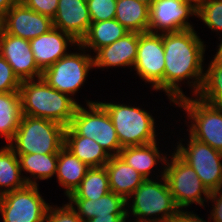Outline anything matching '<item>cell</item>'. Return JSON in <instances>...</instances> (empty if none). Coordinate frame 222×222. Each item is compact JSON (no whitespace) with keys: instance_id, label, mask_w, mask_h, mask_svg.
Listing matches in <instances>:
<instances>
[{"instance_id":"cell-1","label":"cell","mask_w":222,"mask_h":222,"mask_svg":"<svg viewBox=\"0 0 222 222\" xmlns=\"http://www.w3.org/2000/svg\"><path fill=\"white\" fill-rule=\"evenodd\" d=\"M164 46V92L173 104L185 97L181 85L187 80L195 95L199 92L203 76L205 58L204 41L194 28L179 32L163 33ZM190 79V80H189ZM192 79V80H191ZM180 83V84H179Z\"/></svg>"},{"instance_id":"cell-2","label":"cell","mask_w":222,"mask_h":222,"mask_svg":"<svg viewBox=\"0 0 222 222\" xmlns=\"http://www.w3.org/2000/svg\"><path fill=\"white\" fill-rule=\"evenodd\" d=\"M22 114L45 118L68 127L79 102L48 85L42 78L21 82Z\"/></svg>"},{"instance_id":"cell-3","label":"cell","mask_w":222,"mask_h":222,"mask_svg":"<svg viewBox=\"0 0 222 222\" xmlns=\"http://www.w3.org/2000/svg\"><path fill=\"white\" fill-rule=\"evenodd\" d=\"M162 169V172L160 171V182H156L152 177L150 179H145L126 199V205L131 207H128L126 211L128 216H130L131 212V215L136 217L134 221L173 222L177 212L180 210L174 201L164 176L165 167ZM152 215H155V217H152Z\"/></svg>"},{"instance_id":"cell-4","label":"cell","mask_w":222,"mask_h":222,"mask_svg":"<svg viewBox=\"0 0 222 222\" xmlns=\"http://www.w3.org/2000/svg\"><path fill=\"white\" fill-rule=\"evenodd\" d=\"M65 129L62 124L49 119L23 115L8 145L16 154L59 153L65 144Z\"/></svg>"},{"instance_id":"cell-5","label":"cell","mask_w":222,"mask_h":222,"mask_svg":"<svg viewBox=\"0 0 222 222\" xmlns=\"http://www.w3.org/2000/svg\"><path fill=\"white\" fill-rule=\"evenodd\" d=\"M86 105V108L78 105L71 123L65 129V136L91 138L110 156H118L122 147L106 109L99 101L86 100Z\"/></svg>"},{"instance_id":"cell-6","label":"cell","mask_w":222,"mask_h":222,"mask_svg":"<svg viewBox=\"0 0 222 222\" xmlns=\"http://www.w3.org/2000/svg\"><path fill=\"white\" fill-rule=\"evenodd\" d=\"M109 114L121 147L142 146L156 141L153 116L144 109L126 104L99 102Z\"/></svg>"},{"instance_id":"cell-7","label":"cell","mask_w":222,"mask_h":222,"mask_svg":"<svg viewBox=\"0 0 222 222\" xmlns=\"http://www.w3.org/2000/svg\"><path fill=\"white\" fill-rule=\"evenodd\" d=\"M171 154V158H167L164 165V176L176 205L180 209L188 208L192 204L205 208L204 202H209L210 191L189 164L175 151Z\"/></svg>"},{"instance_id":"cell-8","label":"cell","mask_w":222,"mask_h":222,"mask_svg":"<svg viewBox=\"0 0 222 222\" xmlns=\"http://www.w3.org/2000/svg\"><path fill=\"white\" fill-rule=\"evenodd\" d=\"M194 98L185 96L174 103L191 120L188 135L222 152V107Z\"/></svg>"},{"instance_id":"cell-9","label":"cell","mask_w":222,"mask_h":222,"mask_svg":"<svg viewBox=\"0 0 222 222\" xmlns=\"http://www.w3.org/2000/svg\"><path fill=\"white\" fill-rule=\"evenodd\" d=\"M78 47V48H77ZM76 49L83 53H67L56 63L42 71L41 78L59 92L75 95L87 79L89 70L94 67V57L79 43Z\"/></svg>"},{"instance_id":"cell-10","label":"cell","mask_w":222,"mask_h":222,"mask_svg":"<svg viewBox=\"0 0 222 222\" xmlns=\"http://www.w3.org/2000/svg\"><path fill=\"white\" fill-rule=\"evenodd\" d=\"M179 141L174 151L195 170L207 189L210 192L222 190V152L190 135L187 146Z\"/></svg>"},{"instance_id":"cell-11","label":"cell","mask_w":222,"mask_h":222,"mask_svg":"<svg viewBox=\"0 0 222 222\" xmlns=\"http://www.w3.org/2000/svg\"><path fill=\"white\" fill-rule=\"evenodd\" d=\"M50 203L39 192V184H26L0 196L2 222H46Z\"/></svg>"},{"instance_id":"cell-12","label":"cell","mask_w":222,"mask_h":222,"mask_svg":"<svg viewBox=\"0 0 222 222\" xmlns=\"http://www.w3.org/2000/svg\"><path fill=\"white\" fill-rule=\"evenodd\" d=\"M137 75L152 84L153 90L164 91V46L163 33H139L137 56L133 67Z\"/></svg>"},{"instance_id":"cell-13","label":"cell","mask_w":222,"mask_h":222,"mask_svg":"<svg viewBox=\"0 0 222 222\" xmlns=\"http://www.w3.org/2000/svg\"><path fill=\"white\" fill-rule=\"evenodd\" d=\"M197 16V5L189 0H154L150 6L148 32L171 33L194 28L190 16Z\"/></svg>"},{"instance_id":"cell-14","label":"cell","mask_w":222,"mask_h":222,"mask_svg":"<svg viewBox=\"0 0 222 222\" xmlns=\"http://www.w3.org/2000/svg\"><path fill=\"white\" fill-rule=\"evenodd\" d=\"M0 27L7 34L30 41L49 32L54 26L52 18L37 13L18 1L1 18Z\"/></svg>"},{"instance_id":"cell-15","label":"cell","mask_w":222,"mask_h":222,"mask_svg":"<svg viewBox=\"0 0 222 222\" xmlns=\"http://www.w3.org/2000/svg\"><path fill=\"white\" fill-rule=\"evenodd\" d=\"M0 55L8 62L21 82L41 78L42 70L34 60L29 40L7 34L1 27Z\"/></svg>"},{"instance_id":"cell-16","label":"cell","mask_w":222,"mask_h":222,"mask_svg":"<svg viewBox=\"0 0 222 222\" xmlns=\"http://www.w3.org/2000/svg\"><path fill=\"white\" fill-rule=\"evenodd\" d=\"M52 20L54 28L69 34L78 43L85 37L92 23L88 4L82 0H59Z\"/></svg>"},{"instance_id":"cell-17","label":"cell","mask_w":222,"mask_h":222,"mask_svg":"<svg viewBox=\"0 0 222 222\" xmlns=\"http://www.w3.org/2000/svg\"><path fill=\"white\" fill-rule=\"evenodd\" d=\"M29 42L34 60L42 71L64 57L69 45L74 47L78 44L69 34L54 27Z\"/></svg>"},{"instance_id":"cell-18","label":"cell","mask_w":222,"mask_h":222,"mask_svg":"<svg viewBox=\"0 0 222 222\" xmlns=\"http://www.w3.org/2000/svg\"><path fill=\"white\" fill-rule=\"evenodd\" d=\"M139 43V33L129 32L110 45L99 49L94 57V67H134Z\"/></svg>"},{"instance_id":"cell-19","label":"cell","mask_w":222,"mask_h":222,"mask_svg":"<svg viewBox=\"0 0 222 222\" xmlns=\"http://www.w3.org/2000/svg\"><path fill=\"white\" fill-rule=\"evenodd\" d=\"M71 207L83 222L107 214H128L126 200L110 191L99 199H69Z\"/></svg>"},{"instance_id":"cell-20","label":"cell","mask_w":222,"mask_h":222,"mask_svg":"<svg viewBox=\"0 0 222 222\" xmlns=\"http://www.w3.org/2000/svg\"><path fill=\"white\" fill-rule=\"evenodd\" d=\"M110 190L125 200L142 184L145 178L119 156H111L106 163Z\"/></svg>"},{"instance_id":"cell-21","label":"cell","mask_w":222,"mask_h":222,"mask_svg":"<svg viewBox=\"0 0 222 222\" xmlns=\"http://www.w3.org/2000/svg\"><path fill=\"white\" fill-rule=\"evenodd\" d=\"M157 141L142 145L123 147L118 156L124 163L130 165L145 179H150L153 167L158 163L166 164L167 156L163 155L157 147ZM164 156V157H163Z\"/></svg>"},{"instance_id":"cell-22","label":"cell","mask_w":222,"mask_h":222,"mask_svg":"<svg viewBox=\"0 0 222 222\" xmlns=\"http://www.w3.org/2000/svg\"><path fill=\"white\" fill-rule=\"evenodd\" d=\"M89 167L65 146L59 151L56 177L69 196L81 183Z\"/></svg>"},{"instance_id":"cell-23","label":"cell","mask_w":222,"mask_h":222,"mask_svg":"<svg viewBox=\"0 0 222 222\" xmlns=\"http://www.w3.org/2000/svg\"><path fill=\"white\" fill-rule=\"evenodd\" d=\"M16 155L18 156L21 173L24 171L31 175V177H24L26 184L38 185L37 180H48L56 174L59 153Z\"/></svg>"},{"instance_id":"cell-24","label":"cell","mask_w":222,"mask_h":222,"mask_svg":"<svg viewBox=\"0 0 222 222\" xmlns=\"http://www.w3.org/2000/svg\"><path fill=\"white\" fill-rule=\"evenodd\" d=\"M129 31L116 19L92 22L85 37L79 43L85 49L97 52L104 46L110 45L119 38L124 37Z\"/></svg>"},{"instance_id":"cell-25","label":"cell","mask_w":222,"mask_h":222,"mask_svg":"<svg viewBox=\"0 0 222 222\" xmlns=\"http://www.w3.org/2000/svg\"><path fill=\"white\" fill-rule=\"evenodd\" d=\"M115 19L129 32H148L150 6L138 0H117Z\"/></svg>"},{"instance_id":"cell-26","label":"cell","mask_w":222,"mask_h":222,"mask_svg":"<svg viewBox=\"0 0 222 222\" xmlns=\"http://www.w3.org/2000/svg\"><path fill=\"white\" fill-rule=\"evenodd\" d=\"M22 116L19 91L0 92V136L8 144L13 140Z\"/></svg>"},{"instance_id":"cell-27","label":"cell","mask_w":222,"mask_h":222,"mask_svg":"<svg viewBox=\"0 0 222 222\" xmlns=\"http://www.w3.org/2000/svg\"><path fill=\"white\" fill-rule=\"evenodd\" d=\"M64 146L89 168L102 167L110 155L96 141L83 136H65Z\"/></svg>"},{"instance_id":"cell-28","label":"cell","mask_w":222,"mask_h":222,"mask_svg":"<svg viewBox=\"0 0 222 222\" xmlns=\"http://www.w3.org/2000/svg\"><path fill=\"white\" fill-rule=\"evenodd\" d=\"M18 156L7 144L0 148V196L26 185ZM3 187V188H2Z\"/></svg>"},{"instance_id":"cell-29","label":"cell","mask_w":222,"mask_h":222,"mask_svg":"<svg viewBox=\"0 0 222 222\" xmlns=\"http://www.w3.org/2000/svg\"><path fill=\"white\" fill-rule=\"evenodd\" d=\"M109 178L105 166L89 168L80 185L68 199H99L110 192Z\"/></svg>"},{"instance_id":"cell-30","label":"cell","mask_w":222,"mask_h":222,"mask_svg":"<svg viewBox=\"0 0 222 222\" xmlns=\"http://www.w3.org/2000/svg\"><path fill=\"white\" fill-rule=\"evenodd\" d=\"M204 71L203 81L196 97L204 102L222 107V64L209 61Z\"/></svg>"},{"instance_id":"cell-31","label":"cell","mask_w":222,"mask_h":222,"mask_svg":"<svg viewBox=\"0 0 222 222\" xmlns=\"http://www.w3.org/2000/svg\"><path fill=\"white\" fill-rule=\"evenodd\" d=\"M197 17L218 34L222 32V0H203L197 5Z\"/></svg>"},{"instance_id":"cell-32","label":"cell","mask_w":222,"mask_h":222,"mask_svg":"<svg viewBox=\"0 0 222 222\" xmlns=\"http://www.w3.org/2000/svg\"><path fill=\"white\" fill-rule=\"evenodd\" d=\"M117 0H90L87 2L91 22L115 19Z\"/></svg>"},{"instance_id":"cell-33","label":"cell","mask_w":222,"mask_h":222,"mask_svg":"<svg viewBox=\"0 0 222 222\" xmlns=\"http://www.w3.org/2000/svg\"><path fill=\"white\" fill-rule=\"evenodd\" d=\"M21 81L8 62L0 55V92L19 91Z\"/></svg>"},{"instance_id":"cell-34","label":"cell","mask_w":222,"mask_h":222,"mask_svg":"<svg viewBox=\"0 0 222 222\" xmlns=\"http://www.w3.org/2000/svg\"><path fill=\"white\" fill-rule=\"evenodd\" d=\"M46 222H83L82 219L77 215V212L67 204L62 207H56L49 205L46 213Z\"/></svg>"},{"instance_id":"cell-35","label":"cell","mask_w":222,"mask_h":222,"mask_svg":"<svg viewBox=\"0 0 222 222\" xmlns=\"http://www.w3.org/2000/svg\"><path fill=\"white\" fill-rule=\"evenodd\" d=\"M28 8L53 19L59 0H19Z\"/></svg>"},{"instance_id":"cell-36","label":"cell","mask_w":222,"mask_h":222,"mask_svg":"<svg viewBox=\"0 0 222 222\" xmlns=\"http://www.w3.org/2000/svg\"><path fill=\"white\" fill-rule=\"evenodd\" d=\"M208 200L213 204L212 210L208 217L212 219L213 222H222V190L219 191H211Z\"/></svg>"},{"instance_id":"cell-37","label":"cell","mask_w":222,"mask_h":222,"mask_svg":"<svg viewBox=\"0 0 222 222\" xmlns=\"http://www.w3.org/2000/svg\"><path fill=\"white\" fill-rule=\"evenodd\" d=\"M173 222H207L206 220H203V218H200L197 213H193V211H184L183 209H180ZM209 222V221H208Z\"/></svg>"},{"instance_id":"cell-38","label":"cell","mask_w":222,"mask_h":222,"mask_svg":"<svg viewBox=\"0 0 222 222\" xmlns=\"http://www.w3.org/2000/svg\"><path fill=\"white\" fill-rule=\"evenodd\" d=\"M128 218V214H107L88 219L85 222H126Z\"/></svg>"},{"instance_id":"cell-39","label":"cell","mask_w":222,"mask_h":222,"mask_svg":"<svg viewBox=\"0 0 222 222\" xmlns=\"http://www.w3.org/2000/svg\"><path fill=\"white\" fill-rule=\"evenodd\" d=\"M19 0H0V19L13 7Z\"/></svg>"},{"instance_id":"cell-40","label":"cell","mask_w":222,"mask_h":222,"mask_svg":"<svg viewBox=\"0 0 222 222\" xmlns=\"http://www.w3.org/2000/svg\"><path fill=\"white\" fill-rule=\"evenodd\" d=\"M220 40H221L220 44L217 45L218 46V48L216 50L217 52L215 55H213L214 57L212 59V61L215 64H222V39H220Z\"/></svg>"},{"instance_id":"cell-41","label":"cell","mask_w":222,"mask_h":222,"mask_svg":"<svg viewBox=\"0 0 222 222\" xmlns=\"http://www.w3.org/2000/svg\"><path fill=\"white\" fill-rule=\"evenodd\" d=\"M138 1L144 3V4L148 5V6H151V4L153 3L154 0H138Z\"/></svg>"},{"instance_id":"cell-42","label":"cell","mask_w":222,"mask_h":222,"mask_svg":"<svg viewBox=\"0 0 222 222\" xmlns=\"http://www.w3.org/2000/svg\"><path fill=\"white\" fill-rule=\"evenodd\" d=\"M189 1H193L196 5H198V4L201 3L203 0H189Z\"/></svg>"}]
</instances>
